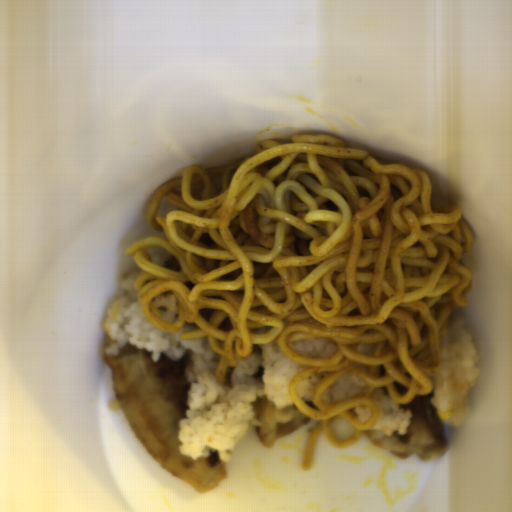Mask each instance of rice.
<instances>
[{"instance_id":"obj_1","label":"rice","mask_w":512,"mask_h":512,"mask_svg":"<svg viewBox=\"0 0 512 512\" xmlns=\"http://www.w3.org/2000/svg\"><path fill=\"white\" fill-rule=\"evenodd\" d=\"M141 273H125L119 282L120 297L103 312L104 356L116 358L126 344L151 352L155 363L162 354L173 360L190 354L193 365L186 372L190 382L188 408L178 423L179 452L195 460L218 452L221 460L230 461L238 443L257 421V398L267 396L280 409L296 406L289 396L290 379L308 366L288 359L276 340L253 344L246 357L238 354L233 340L236 365L228 366L226 380L220 381L217 366L222 355L211 349L208 338H181L187 331L200 329L198 324L185 321L178 332H166L146 319L134 290Z\"/></svg>"},{"instance_id":"obj_2","label":"rice","mask_w":512,"mask_h":512,"mask_svg":"<svg viewBox=\"0 0 512 512\" xmlns=\"http://www.w3.org/2000/svg\"><path fill=\"white\" fill-rule=\"evenodd\" d=\"M464 324L463 316L448 323L445 336L440 338L441 367L434 376H428L433 390L432 406L452 412L449 425L456 428L471 411L469 394L480 373L475 342Z\"/></svg>"},{"instance_id":"obj_3","label":"rice","mask_w":512,"mask_h":512,"mask_svg":"<svg viewBox=\"0 0 512 512\" xmlns=\"http://www.w3.org/2000/svg\"><path fill=\"white\" fill-rule=\"evenodd\" d=\"M372 398L380 408V416L376 425L369 429L391 437L394 432L398 435H406L405 430L413 417L411 410L402 409L401 404L389 396L386 388H378L373 391Z\"/></svg>"},{"instance_id":"obj_4","label":"rice","mask_w":512,"mask_h":512,"mask_svg":"<svg viewBox=\"0 0 512 512\" xmlns=\"http://www.w3.org/2000/svg\"><path fill=\"white\" fill-rule=\"evenodd\" d=\"M366 384L352 372L342 374L330 383L321 393V402L338 403L355 397L364 390Z\"/></svg>"},{"instance_id":"obj_5","label":"rice","mask_w":512,"mask_h":512,"mask_svg":"<svg viewBox=\"0 0 512 512\" xmlns=\"http://www.w3.org/2000/svg\"><path fill=\"white\" fill-rule=\"evenodd\" d=\"M290 347L293 352L311 358H330L337 352L332 341L323 337L291 341Z\"/></svg>"},{"instance_id":"obj_6","label":"rice","mask_w":512,"mask_h":512,"mask_svg":"<svg viewBox=\"0 0 512 512\" xmlns=\"http://www.w3.org/2000/svg\"><path fill=\"white\" fill-rule=\"evenodd\" d=\"M152 304L160 314L163 322L171 324L176 321L178 311L176 293L156 295L152 300Z\"/></svg>"},{"instance_id":"obj_7","label":"rice","mask_w":512,"mask_h":512,"mask_svg":"<svg viewBox=\"0 0 512 512\" xmlns=\"http://www.w3.org/2000/svg\"><path fill=\"white\" fill-rule=\"evenodd\" d=\"M331 371H325L320 373H315L301 382L298 383L296 391L300 397L301 400L304 402H312L311 396L314 391V389L317 387V385L320 383V381L330 373Z\"/></svg>"},{"instance_id":"obj_8","label":"rice","mask_w":512,"mask_h":512,"mask_svg":"<svg viewBox=\"0 0 512 512\" xmlns=\"http://www.w3.org/2000/svg\"><path fill=\"white\" fill-rule=\"evenodd\" d=\"M353 412L358 421L368 422L371 415V411L368 405L354 406Z\"/></svg>"}]
</instances>
